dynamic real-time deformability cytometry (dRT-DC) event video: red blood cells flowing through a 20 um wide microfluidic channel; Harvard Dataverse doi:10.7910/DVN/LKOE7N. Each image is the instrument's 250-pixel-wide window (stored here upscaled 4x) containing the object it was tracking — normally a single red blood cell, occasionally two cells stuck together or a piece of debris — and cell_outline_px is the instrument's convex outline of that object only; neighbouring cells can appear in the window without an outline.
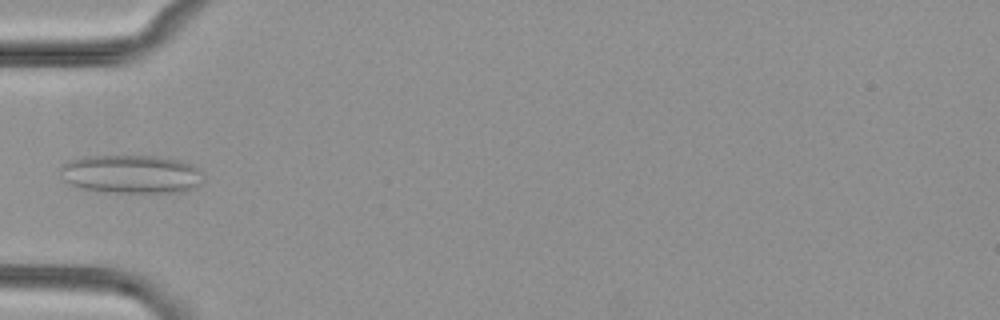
{"species": "common noctule bat (a hibernating species)", "species_latin": "Nyctalus noctula", "temperature_condition": "cold", "stored_images_in_passage": 1, "camera_frame_rate_fps": 3000, "um_per_image_px": 0.085, "animal": {"sex": "female", "body_mass_g": 29.2, "forearm_length_mm": 56.3}, "frame": {"image": 1, "passage_image": 1, "time_ms": 0.0, "image_size_px": [1000, 320], "cell_outline_px": [[204, 180], [196, 188], [180, 192], [108, 192], [80, 188], [68, 184], [60, 176], [60, 164], [68, 160], [84, 156], [156, 156], [180, 160], [192, 164], [200, 168]], "centroid_in_image_um": [11.15, 14.79], "position_along_channel_um": 73.9, "area_um2": 32.6}}